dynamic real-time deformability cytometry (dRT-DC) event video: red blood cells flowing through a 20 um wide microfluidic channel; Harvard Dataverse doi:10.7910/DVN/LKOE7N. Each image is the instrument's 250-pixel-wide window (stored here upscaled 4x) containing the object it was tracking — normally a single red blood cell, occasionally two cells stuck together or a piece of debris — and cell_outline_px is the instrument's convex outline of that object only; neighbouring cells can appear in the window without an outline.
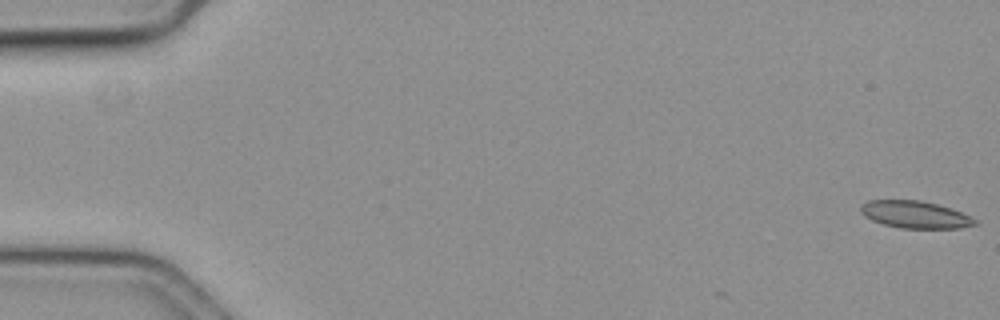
{"species": "common noctule bat (a hibernating species)", "species_latin": "Nyctalus noctula", "temperature_condition": "cold", "stored_images_in_passage": 8, "camera_frame_rate_fps": 3000, "um_per_image_px": 0.085, "animal": {"sex": "female", "body_mass_g": 19.3, "forearm_length_mm": 54.1}, "frame": {"image": 1, "passage_image": 1, "time_ms": 0.0, "image_size_px": [1000, 320], "cell_outline_px": [[980, 224], [960, 228], [900, 228], [884, 224], [872, 220], [864, 216], [860, 212], [860, 208], [868, 200], [920, 200], [936, 204], [960, 212], [980, 220]], "centroid_in_image_um": [77.82, 18.25], "position_along_channel_um": 7.2, "area_um2": 18.09}}